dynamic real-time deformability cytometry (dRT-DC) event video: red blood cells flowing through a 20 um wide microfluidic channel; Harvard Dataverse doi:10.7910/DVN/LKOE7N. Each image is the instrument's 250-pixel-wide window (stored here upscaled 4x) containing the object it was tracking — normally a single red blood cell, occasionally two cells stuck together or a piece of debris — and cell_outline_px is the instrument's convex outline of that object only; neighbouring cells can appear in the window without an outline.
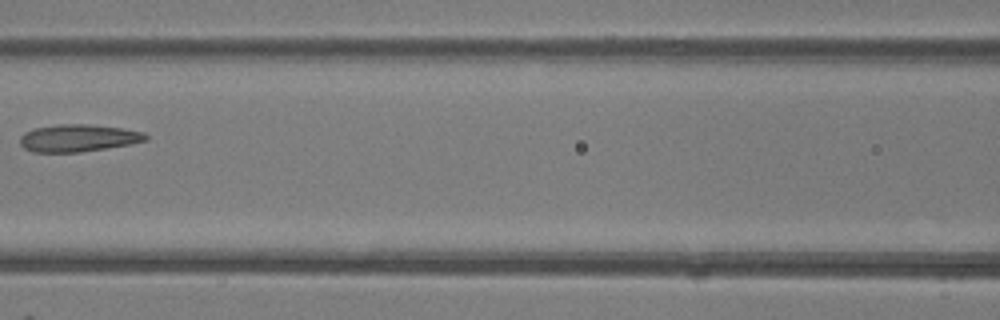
{"species": "common noctule bat (a hibernating species)", "species_latin": "Nyctalus noctula", "temperature_condition": "room temperature", "stored_images_in_passage": 7, "camera_frame_rate_fps": 3000, "um_per_image_px": 0.085, "animal": {"sex": "female"}, "frame": {"image": 1, "passage_image": 6, "time_ms": 6.667, "image_size_px": [1000, 320], "cell_outline_px": [[148, 140], [132, 144], [80, 152], [32, 152], [24, 148], [20, 144], [20, 136], [24, 132], [32, 128], [56, 124], [88, 124], [120, 128], [144, 132], [148, 136]], "centroid_in_image_um": [6.62, 11.73], "position_along_channel_um": 160.0, "area_um2": 20.17}}
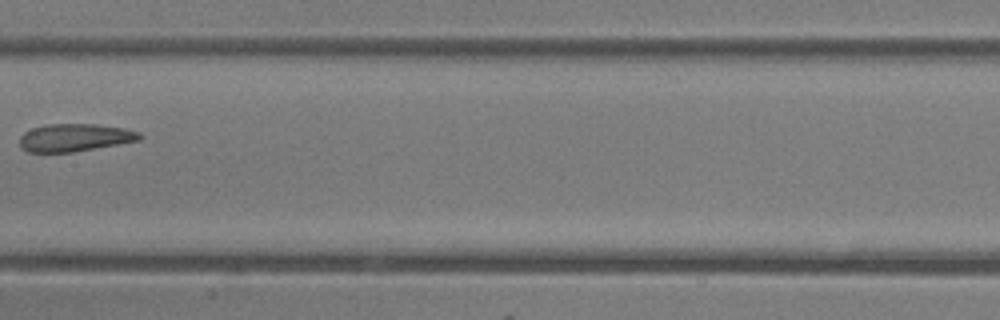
{"frame": {"image": 2, "passage_image": 7, "time_ms": 7.667, "image_size_px": [1000, 320], "cell_outline_px": [[144, 136], [140, 140], [72, 152], [28, 152], [20, 148], [20, 136], [24, 132], [32, 128], [44, 124], [92, 124], [124, 128], [140, 132]], "centroid_in_image_um": [6.34, 11.69], "position_along_channel_um": 201.1, "area_um2": 19.36}}